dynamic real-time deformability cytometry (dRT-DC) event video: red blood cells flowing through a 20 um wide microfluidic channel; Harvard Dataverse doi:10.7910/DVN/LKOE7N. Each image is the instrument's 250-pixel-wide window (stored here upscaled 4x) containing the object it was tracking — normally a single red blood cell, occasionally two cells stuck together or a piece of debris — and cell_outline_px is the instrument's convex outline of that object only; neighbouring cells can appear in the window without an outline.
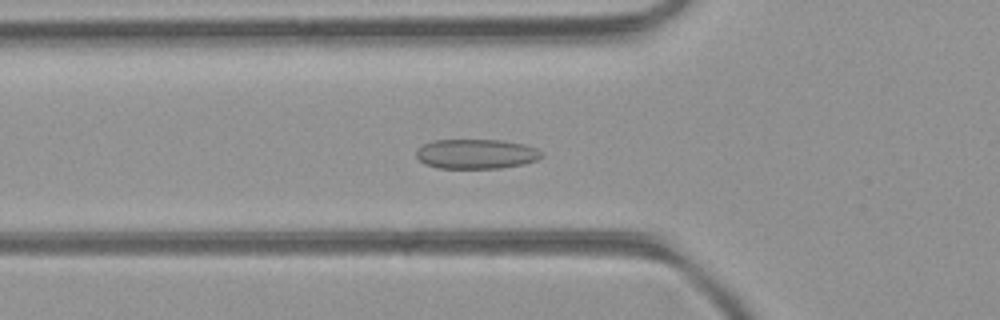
{"species": "common noctule bat (a hibernating species)", "species_latin": "Nyctalus noctula", "temperature_condition": "room temperature", "stored_images_in_passage": 38, "camera_frame_rate_fps": 3000, "um_per_image_px": 0.085, "animal": {"sex": "female", "body_mass_g": 21.9}, "frame": {"image": 1, "passage_image": 5, "time_ms": 1.333, "image_size_px": [1000, 320], "cell_outline_px": [[544, 156], [536, 160], [524, 164], [500, 168], [436, 168], [424, 164], [416, 156], [416, 148], [432, 140], [500, 140], [524, 144], [536, 148], [544, 152]], "centroid_in_image_um": [40.48, 13.08], "position_along_channel_um": 85.3, "area_um2": 21.91}}
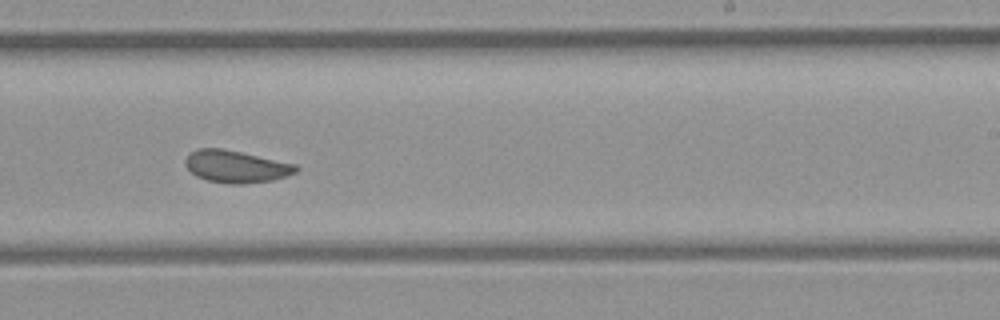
{"frame": {"image": 2, "passage_image": 18, "time_ms": 5.667, "image_size_px": [1000, 320], "cell_outline_px": [[300, 168], [296, 172], [288, 176], [272, 180], [244, 184], [228, 184], [208, 180], [196, 176], [184, 164], [184, 160], [196, 148], [220, 148], [240, 152], [296, 164]], "centroid_in_image_um": [20.08, 14.16], "position_along_channel_um": 268.9, "area_um2": 20.69}}
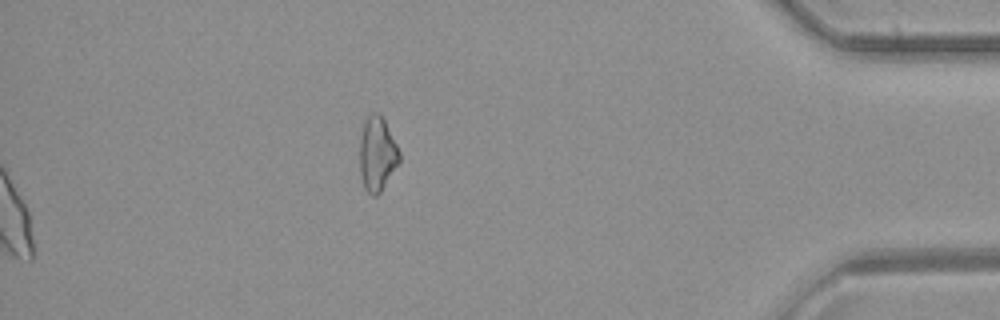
{"frame": {"image": 3, "passage_image": 38, "time_ms": 12.333, "image_size_px": [1000, 320], "cell_outline_px": [[400, 160], [380, 192], [376, 196], [372, 196], [364, 188], [360, 176], [360, 140], [364, 120], [372, 112], [376, 112], [384, 120], [400, 152]], "centroid_in_image_um": [32.04, 13.1], "position_along_channel_um": 403.2, "area_um2": 16.94}, "authors_computed_cell_mechanics": {"area_um2": 21.0681, "velocity_mm_per_s": 4.2304, "shape_relaxation_time_tau1_ms": null, "shape_relaxation_time_tau2_ms": 0.9241, "deformation_change_tau1": null, "deformation_change_tau2": 0.0746}}